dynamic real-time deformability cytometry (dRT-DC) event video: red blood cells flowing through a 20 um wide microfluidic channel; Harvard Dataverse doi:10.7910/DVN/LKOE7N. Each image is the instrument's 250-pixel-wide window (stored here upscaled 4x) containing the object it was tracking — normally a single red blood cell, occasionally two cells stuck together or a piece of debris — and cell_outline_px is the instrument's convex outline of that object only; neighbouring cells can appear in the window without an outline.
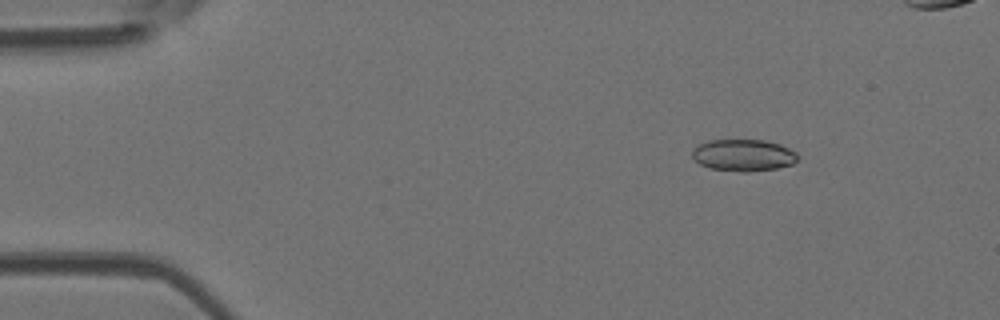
{"species": "Egyptian fruit bat (a non-hibernating species)", "species_latin": "Rousettus aegyptiacus", "temperature_condition": "room temperature", "stored_images_in_passage": 51, "camera_frame_rate_fps": 3000, "um_per_image_px": 0.085, "animal": {"sex": "female"}, "frame": {"image": 1, "passage_image": 6, "time_ms": 1.667, "image_size_px": [1000, 320], "cell_outline_px": [[796, 160], [792, 164], [776, 168], [748, 172], [740, 172], [708, 168], [700, 164], [692, 156], [692, 148], [708, 140], [764, 140], [780, 144], [796, 152]], "centroid_in_image_um": [63.15, 13.19], "position_along_channel_um": 21.8, "area_um2": 19.54}}
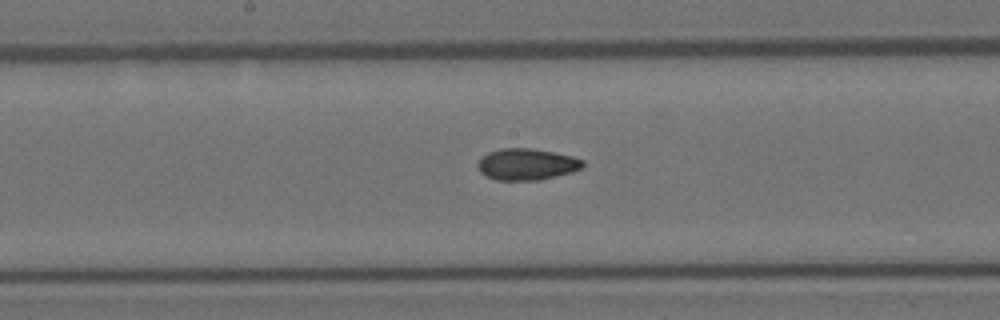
{"frame": {"image": 2, "passage_image": 26, "time_ms": 8.333, "image_size_px": [1000, 320], "cell_outline_px": [[584, 164], [580, 168], [572, 172], [540, 180], [496, 180], [484, 176], [480, 172], [476, 164], [488, 152], [500, 148], [532, 148], [572, 156], [584, 160]], "centroid_in_image_um": [44.75, 13.97], "position_along_channel_um": 203.5, "area_um2": 19.31}}
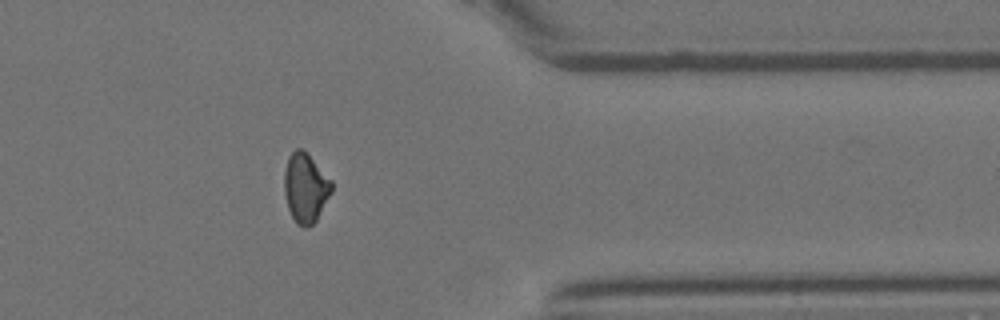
{"frame": {"image": 3, "passage_image": 41, "time_ms": 13.333, "image_size_px": [1000, 320], "cell_outline_px": [[332, 192], [316, 220], [308, 228], [304, 228], [296, 224], [288, 208], [284, 192], [284, 172], [288, 156], [296, 148], [300, 148], [332, 180]], "centroid_in_image_um": [25.95, 16.0], "position_along_channel_um": 385.4, "area_um2": 18.96}, "authors_computed_cell_mechanics": {"area_um2": 19.363, "velocity_mm_per_s": 3.9207, "shape_relaxation_time_tau1_ms": null, "shape_relaxation_time_tau2_ms": 2.9645, "deformation_change_tau1": null, "deformation_change_tau2": 0.0697}}